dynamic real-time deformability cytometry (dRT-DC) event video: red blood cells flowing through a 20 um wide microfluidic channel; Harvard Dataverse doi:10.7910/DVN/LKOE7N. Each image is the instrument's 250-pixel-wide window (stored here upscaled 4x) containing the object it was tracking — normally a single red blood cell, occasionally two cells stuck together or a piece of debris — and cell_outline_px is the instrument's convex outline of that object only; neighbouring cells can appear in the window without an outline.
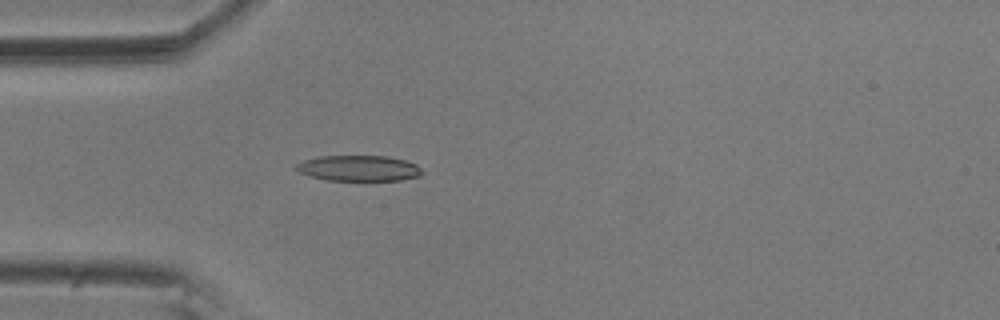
{"species": "common noctule bat (a hibernating species)", "species_latin": "Nyctalus noctula", "temperature_condition": "room temperature", "stored_images_in_passage": 5, "camera_frame_rate_fps": 3000, "um_per_image_px": 0.085, "animal": {"sex": "male", "body_mass_g": 20.5, "forearm_length_mm": 52.5}, "frame": {"image": 1, "passage_image": 5, "time_ms": 1.333, "image_size_px": [1000, 320], "cell_outline_px": [[424, 172], [420, 176], [400, 180], [328, 180], [312, 176], [300, 172], [296, 168], [296, 164], [304, 160], [320, 156], [388, 156], [404, 160], [416, 164]], "centroid_in_image_um": [30.53, 14.29], "position_along_channel_um": 54.5, "area_um2": 18.67}}